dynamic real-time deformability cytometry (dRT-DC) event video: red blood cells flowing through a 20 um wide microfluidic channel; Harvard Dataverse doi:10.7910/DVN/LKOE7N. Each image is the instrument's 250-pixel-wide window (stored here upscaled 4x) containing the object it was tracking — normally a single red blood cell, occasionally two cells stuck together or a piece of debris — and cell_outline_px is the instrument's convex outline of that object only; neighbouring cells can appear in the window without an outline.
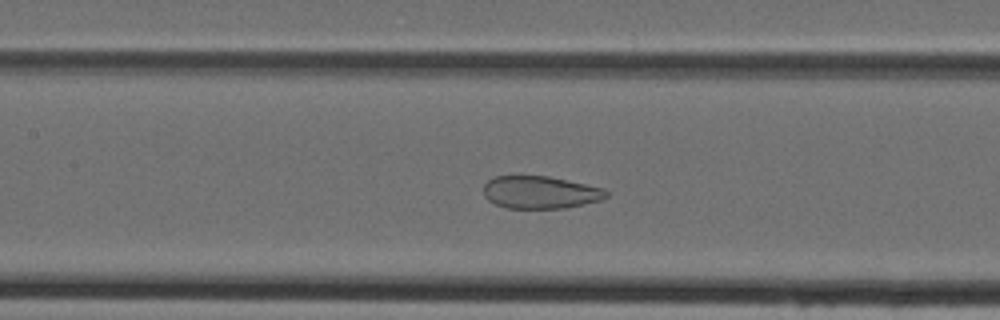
{"species": "Egyptian fruit bat (a non-hibernating species)", "species_latin": "Rousettus aegyptiacus", "temperature_condition": "cold", "stored_images_in_passage": 46, "camera_frame_rate_fps": 3000, "um_per_image_px": 0.085, "animal": {"sex": "female"}, "frame": {"image": 1, "passage_image": 21, "time_ms": 6.667, "image_size_px": [1000, 320], "cell_outline_px": [[608, 196], [600, 200], [584, 204], [564, 208], [504, 208], [488, 200], [484, 196], [484, 184], [488, 180], [496, 176], [548, 176], [604, 188], [608, 192]], "centroid_in_image_um": [45.91, 16.35], "position_along_channel_um": 161.5, "area_um2": 23.24}}
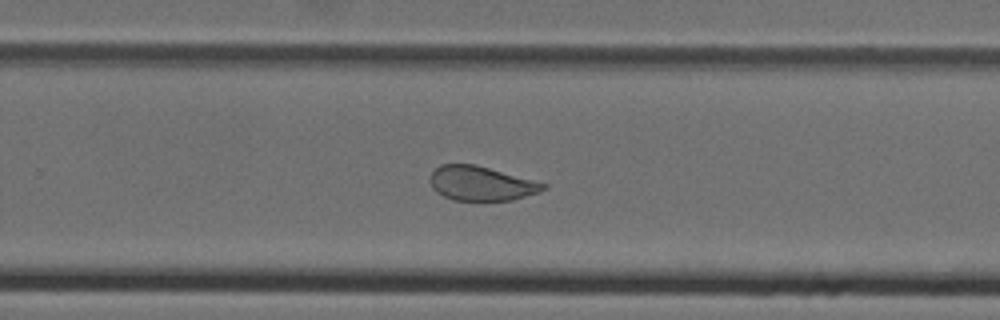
{"frame": {"image": 2, "passage_image": 30, "time_ms": 9.667, "image_size_px": [1000, 320], "cell_outline_px": [[548, 188], [540, 192], [512, 200], [452, 200], [436, 192], [432, 188], [428, 180], [432, 172], [440, 164], [476, 164], [548, 184]], "centroid_in_image_um": [40.89, 15.59], "position_along_channel_um": 288.9, "area_um2": 22.83}}
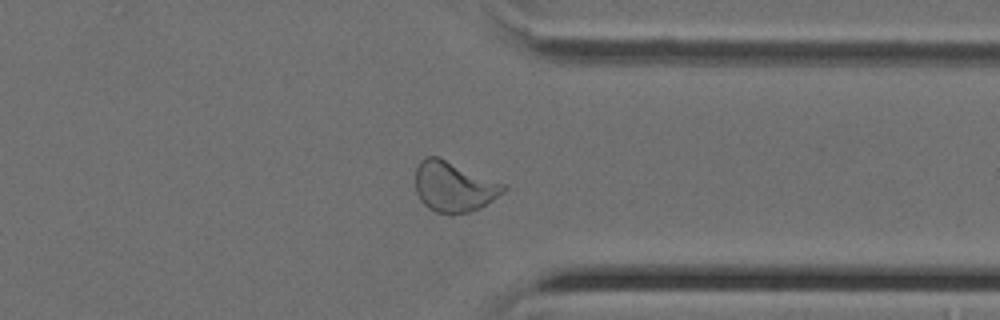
{"frame": {"image": 3, "passage_image": 36, "time_ms": 11.667, "image_size_px": [1000, 320], "cell_outline_px": [[508, 188], [504, 192], [480, 208], [468, 212], [452, 216], [448, 216], [436, 212], [428, 208], [420, 200], [416, 192], [416, 168], [420, 160], [428, 156], [436, 156], [508, 184]], "centroid_in_image_um": [38.6, 15.89], "position_along_channel_um": 372.8, "area_um2": 26.18}}